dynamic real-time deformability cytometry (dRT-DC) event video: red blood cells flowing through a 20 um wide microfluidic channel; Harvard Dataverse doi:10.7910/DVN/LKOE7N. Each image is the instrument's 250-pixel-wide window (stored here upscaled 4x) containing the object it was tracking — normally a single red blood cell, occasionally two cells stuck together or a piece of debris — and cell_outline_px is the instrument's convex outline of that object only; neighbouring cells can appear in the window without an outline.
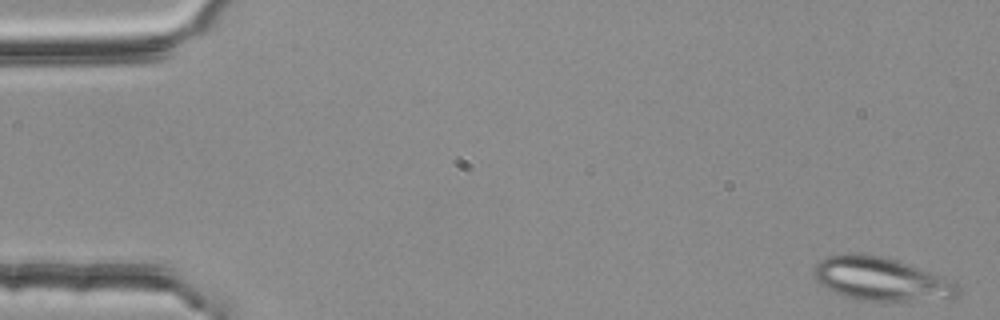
{"species": "common noctule bat (a hibernating species)", "species_latin": "Nyctalus noctula", "temperature_condition": "room temperature", "stored_images_in_passage": 4, "camera_frame_rate_fps": 3000, "um_per_image_px": 0.085, "animal": {"sex": "female", "body_mass_g": 25.1}, "frame": {"image": 1, "passage_image": 1, "time_ms": 0.0, "image_size_px": [1000, 320], "cell_outline_px": [[960, 292], [956, 296], [908, 300], [856, 300], [844, 296], [820, 284], [812, 276], [812, 272], [816, 264], [820, 260], [828, 256], [840, 252], [860, 252], [880, 256], [896, 260], [940, 276], [956, 284], [960, 288]], "centroid_in_image_um": [74.76, 23.68], "position_along_channel_um": 10.2, "area_um2": 35.84}}